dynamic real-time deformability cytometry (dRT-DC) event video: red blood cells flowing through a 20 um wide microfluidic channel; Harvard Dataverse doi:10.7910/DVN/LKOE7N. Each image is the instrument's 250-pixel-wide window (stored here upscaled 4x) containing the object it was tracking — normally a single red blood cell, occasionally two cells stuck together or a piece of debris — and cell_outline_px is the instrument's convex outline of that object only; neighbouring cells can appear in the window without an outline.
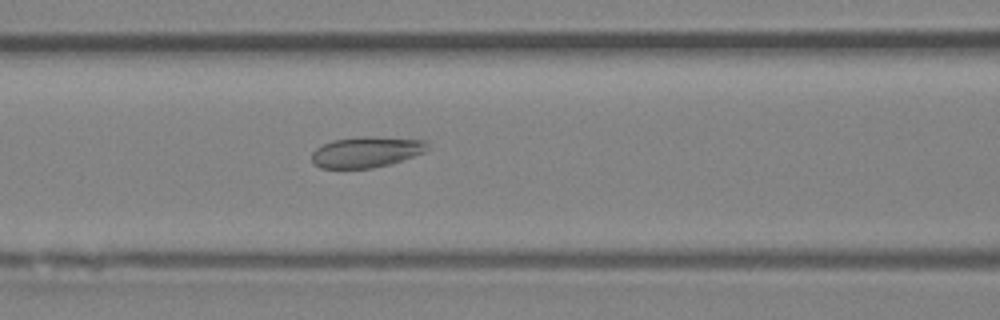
{"species": "Egyptian fruit bat (a non-hibernating species)", "species_latin": "Rousettus aegyptiacus", "temperature_condition": "room temperature", "stored_images_in_passage": 43, "camera_frame_rate_fps": 3000, "um_per_image_px": 0.085, "animal": {"sex": "female"}, "frame": {"image": 1, "passage_image": 15, "time_ms": 4.667, "image_size_px": [1000, 320], "cell_outline_px": [[432, 148], [424, 152], [388, 164], [372, 168], [320, 168], [312, 164], [312, 152], [316, 148], [332, 140], [364, 136], [368, 136], [428, 140]], "centroid_in_image_um": [31.16, 12.91], "position_along_channel_um": 135.4, "area_um2": 20.87}}
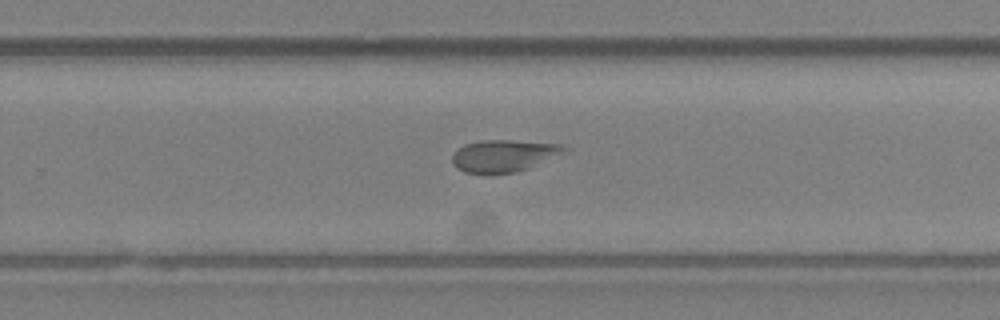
{"frame": {"image": 2, "passage_image": 26, "time_ms": 8.333, "image_size_px": [1000, 320], "cell_outline_px": [[568, 148], [528, 168], [516, 172], [464, 172], [456, 168], [452, 164], [452, 156], [456, 148], [464, 144], [480, 140], [512, 140], [560, 144]], "centroid_in_image_um": [42.7, 13.21], "position_along_channel_um": 287.1, "area_um2": 20.35}}
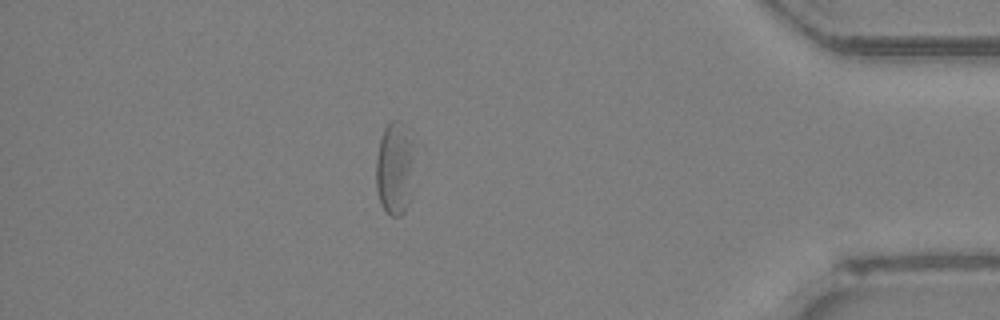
{"frame": {"image": 3, "passage_image": 37, "time_ms": 12.0, "image_size_px": [1000, 320], "cell_outline_px": [[416, 148], [412, 196], [404, 212], [400, 216], [392, 216], [380, 204], [376, 188], [376, 156], [380, 136], [384, 128], [392, 120], [400, 120], [412, 128], [416, 144]], "centroid_in_image_um": [33.63, 14.2], "position_along_channel_um": 401.6, "area_um2": 22.48}, "authors_computed_cell_mechanics": {"area_um2": 20.9814, "velocity_mm_per_s": 4.1291, "shape_relaxation_time_tau1_ms": null, "shape_relaxation_time_tau2_ms": 1.2033, "deformation_change_tau1": null, "deformation_change_tau2": 0.0663}}